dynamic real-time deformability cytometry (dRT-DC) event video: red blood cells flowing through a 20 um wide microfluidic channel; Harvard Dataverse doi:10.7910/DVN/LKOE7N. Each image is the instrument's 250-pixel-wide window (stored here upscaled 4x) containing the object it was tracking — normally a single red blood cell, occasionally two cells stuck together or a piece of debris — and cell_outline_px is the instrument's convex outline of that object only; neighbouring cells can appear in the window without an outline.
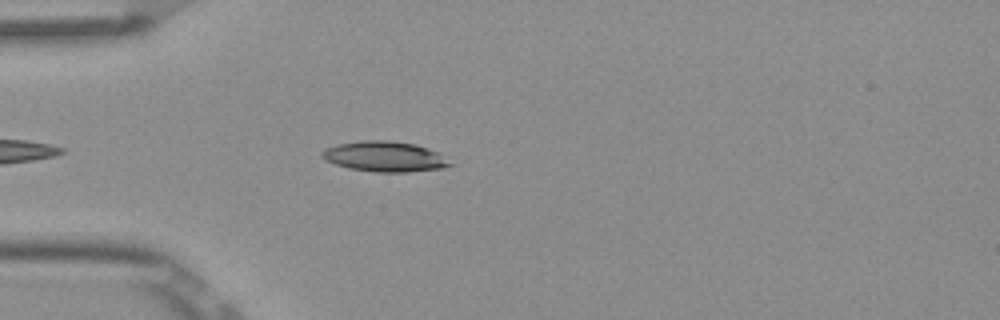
{"species": "Egyptian fruit bat (a non-hibernating species)", "species_latin": "Rousettus aegyptiacus", "temperature_condition": "room temperature", "stored_images_in_passage": 42, "camera_frame_rate_fps": 3000, "um_per_image_px": 0.085, "frame": {"image": 1, "passage_image": 5, "time_ms": 1.333, "image_size_px": [1000, 320], "cell_outline_px": [[456, 164], [444, 168], [408, 172], [376, 172], [348, 168], [324, 160], [320, 156], [320, 152], [324, 148], [336, 144], [360, 140], [388, 140], [416, 144], [440, 152]], "centroid_in_image_um": [32.73, 13.3], "position_along_channel_um": 52.3, "area_um2": 23.18}}
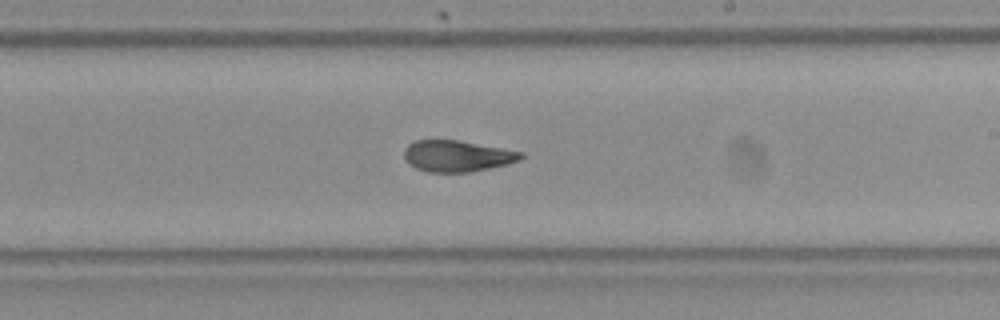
{"frame": {"image": 2, "passage_image": 21, "time_ms": 6.667, "image_size_px": [1000, 320], "cell_outline_px": [[524, 156], [520, 160], [508, 164], [468, 172], [428, 172], [416, 168], [404, 156], [404, 148], [408, 144], [416, 140], [460, 140], [524, 152]], "centroid_in_image_um": [38.89, 13.25], "position_along_channel_um": 250.1, "area_um2": 21.21}}
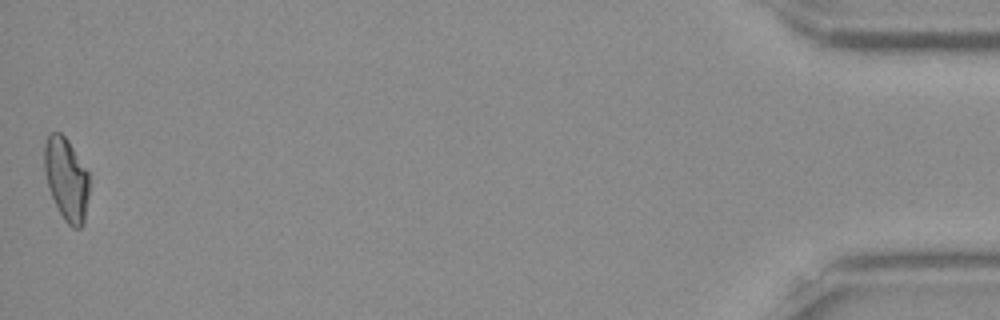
{"frame": {"image": 3, "passage_image": 42, "time_ms": 13.667, "image_size_px": [1000, 320], "cell_outline_px": [[88, 196], [84, 224], [80, 228], [72, 228], [64, 220], [48, 188], [44, 172], [44, 144], [48, 136], [52, 132], [60, 132], [68, 140], [88, 172]], "centroid_in_image_um": [5.63, 15.23], "position_along_channel_um": 429.6, "area_um2": 21.56}, "authors_computed_cell_mechanics": {"area_um2": 22.1952, "velocity_mm_per_s": 3.8922, "shape_relaxation_time_tau1_ms": 5.1593, "shape_relaxation_time_tau2_ms": 1.8169, "deformation_change_tau1": 0.1486, "deformation_change_tau2": 0.0864}}